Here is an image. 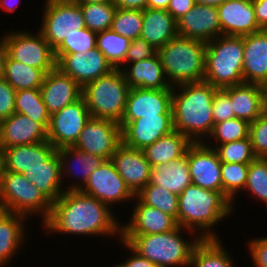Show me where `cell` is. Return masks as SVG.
<instances>
[{
    "instance_id": "cell-1",
    "label": "cell",
    "mask_w": 267,
    "mask_h": 267,
    "mask_svg": "<svg viewBox=\"0 0 267 267\" xmlns=\"http://www.w3.org/2000/svg\"><path fill=\"white\" fill-rule=\"evenodd\" d=\"M121 216L107 204L80 190L64 191L52 203L49 217L39 227L44 233L42 235L48 239L53 236L56 238L58 234L59 237H65L66 241L99 237L98 240L114 239L117 243L121 239Z\"/></svg>"
},
{
    "instance_id": "cell-2",
    "label": "cell",
    "mask_w": 267,
    "mask_h": 267,
    "mask_svg": "<svg viewBox=\"0 0 267 267\" xmlns=\"http://www.w3.org/2000/svg\"><path fill=\"white\" fill-rule=\"evenodd\" d=\"M234 215L232 203L221 192L190 184L178 195L177 224L200 239H220L217 228Z\"/></svg>"
},
{
    "instance_id": "cell-3",
    "label": "cell",
    "mask_w": 267,
    "mask_h": 267,
    "mask_svg": "<svg viewBox=\"0 0 267 267\" xmlns=\"http://www.w3.org/2000/svg\"><path fill=\"white\" fill-rule=\"evenodd\" d=\"M218 88L205 81L182 84L172 89L174 130L192 143H202L214 128L213 97Z\"/></svg>"
},
{
    "instance_id": "cell-4",
    "label": "cell",
    "mask_w": 267,
    "mask_h": 267,
    "mask_svg": "<svg viewBox=\"0 0 267 267\" xmlns=\"http://www.w3.org/2000/svg\"><path fill=\"white\" fill-rule=\"evenodd\" d=\"M121 239L156 267H189L192 251L201 240L181 226L159 234L121 235Z\"/></svg>"
},
{
    "instance_id": "cell-5",
    "label": "cell",
    "mask_w": 267,
    "mask_h": 267,
    "mask_svg": "<svg viewBox=\"0 0 267 267\" xmlns=\"http://www.w3.org/2000/svg\"><path fill=\"white\" fill-rule=\"evenodd\" d=\"M206 47V42L177 35L158 49L171 87L204 81Z\"/></svg>"
},
{
    "instance_id": "cell-6",
    "label": "cell",
    "mask_w": 267,
    "mask_h": 267,
    "mask_svg": "<svg viewBox=\"0 0 267 267\" xmlns=\"http://www.w3.org/2000/svg\"><path fill=\"white\" fill-rule=\"evenodd\" d=\"M243 37L220 35L207 43L204 81L218 89L244 83Z\"/></svg>"
},
{
    "instance_id": "cell-7",
    "label": "cell",
    "mask_w": 267,
    "mask_h": 267,
    "mask_svg": "<svg viewBox=\"0 0 267 267\" xmlns=\"http://www.w3.org/2000/svg\"><path fill=\"white\" fill-rule=\"evenodd\" d=\"M51 206L52 203L22 173L4 172L0 182V210L25 215L32 223L38 217L40 224H36V229H39L49 217Z\"/></svg>"
},
{
    "instance_id": "cell-8",
    "label": "cell",
    "mask_w": 267,
    "mask_h": 267,
    "mask_svg": "<svg viewBox=\"0 0 267 267\" xmlns=\"http://www.w3.org/2000/svg\"><path fill=\"white\" fill-rule=\"evenodd\" d=\"M130 89L121 69H114L109 74L87 83L82 88V96L91 117L120 123Z\"/></svg>"
},
{
    "instance_id": "cell-9",
    "label": "cell",
    "mask_w": 267,
    "mask_h": 267,
    "mask_svg": "<svg viewBox=\"0 0 267 267\" xmlns=\"http://www.w3.org/2000/svg\"><path fill=\"white\" fill-rule=\"evenodd\" d=\"M15 29L5 30L7 55L11 59L41 69L45 74L57 67L54 49L38 29L26 26Z\"/></svg>"
},
{
    "instance_id": "cell-10",
    "label": "cell",
    "mask_w": 267,
    "mask_h": 267,
    "mask_svg": "<svg viewBox=\"0 0 267 267\" xmlns=\"http://www.w3.org/2000/svg\"><path fill=\"white\" fill-rule=\"evenodd\" d=\"M37 29L55 50L76 30L85 28L81 6L72 0H44Z\"/></svg>"
},
{
    "instance_id": "cell-11",
    "label": "cell",
    "mask_w": 267,
    "mask_h": 267,
    "mask_svg": "<svg viewBox=\"0 0 267 267\" xmlns=\"http://www.w3.org/2000/svg\"><path fill=\"white\" fill-rule=\"evenodd\" d=\"M80 191L107 204L116 213L121 209L120 214L127 213V204H131L135 198L111 160H104L90 174L88 181Z\"/></svg>"
},
{
    "instance_id": "cell-12",
    "label": "cell",
    "mask_w": 267,
    "mask_h": 267,
    "mask_svg": "<svg viewBox=\"0 0 267 267\" xmlns=\"http://www.w3.org/2000/svg\"><path fill=\"white\" fill-rule=\"evenodd\" d=\"M122 143V129L119 123L91 117L85 124L73 148L104 160H111L117 147Z\"/></svg>"
},
{
    "instance_id": "cell-13",
    "label": "cell",
    "mask_w": 267,
    "mask_h": 267,
    "mask_svg": "<svg viewBox=\"0 0 267 267\" xmlns=\"http://www.w3.org/2000/svg\"><path fill=\"white\" fill-rule=\"evenodd\" d=\"M90 118L85 99L81 96L50 116L47 141L56 149L72 147Z\"/></svg>"
},
{
    "instance_id": "cell-14",
    "label": "cell",
    "mask_w": 267,
    "mask_h": 267,
    "mask_svg": "<svg viewBox=\"0 0 267 267\" xmlns=\"http://www.w3.org/2000/svg\"><path fill=\"white\" fill-rule=\"evenodd\" d=\"M129 205L128 209L132 208L131 211L128 210L131 214L127 213L121 217V235L159 234L172 231L178 226L172 216L143 204L136 196Z\"/></svg>"
},
{
    "instance_id": "cell-15",
    "label": "cell",
    "mask_w": 267,
    "mask_h": 267,
    "mask_svg": "<svg viewBox=\"0 0 267 267\" xmlns=\"http://www.w3.org/2000/svg\"><path fill=\"white\" fill-rule=\"evenodd\" d=\"M192 184L222 193L221 161L205 142L191 143L186 150Z\"/></svg>"
},
{
    "instance_id": "cell-16",
    "label": "cell",
    "mask_w": 267,
    "mask_h": 267,
    "mask_svg": "<svg viewBox=\"0 0 267 267\" xmlns=\"http://www.w3.org/2000/svg\"><path fill=\"white\" fill-rule=\"evenodd\" d=\"M31 222L25 215L0 210V267L15 266L13 261L20 252H25L27 247L24 246L31 240L28 235Z\"/></svg>"
},
{
    "instance_id": "cell-17",
    "label": "cell",
    "mask_w": 267,
    "mask_h": 267,
    "mask_svg": "<svg viewBox=\"0 0 267 267\" xmlns=\"http://www.w3.org/2000/svg\"><path fill=\"white\" fill-rule=\"evenodd\" d=\"M172 114V89L131 88L121 122L123 130L130 122L145 116Z\"/></svg>"
},
{
    "instance_id": "cell-18",
    "label": "cell",
    "mask_w": 267,
    "mask_h": 267,
    "mask_svg": "<svg viewBox=\"0 0 267 267\" xmlns=\"http://www.w3.org/2000/svg\"><path fill=\"white\" fill-rule=\"evenodd\" d=\"M57 67L82 88L87 83L114 70L113 66L97 47L86 50L84 54L81 52L65 54L57 62Z\"/></svg>"
},
{
    "instance_id": "cell-19",
    "label": "cell",
    "mask_w": 267,
    "mask_h": 267,
    "mask_svg": "<svg viewBox=\"0 0 267 267\" xmlns=\"http://www.w3.org/2000/svg\"><path fill=\"white\" fill-rule=\"evenodd\" d=\"M56 151L60 158L64 191L81 190L90 174L104 161L100 156L84 153L73 147H63Z\"/></svg>"
},
{
    "instance_id": "cell-20",
    "label": "cell",
    "mask_w": 267,
    "mask_h": 267,
    "mask_svg": "<svg viewBox=\"0 0 267 267\" xmlns=\"http://www.w3.org/2000/svg\"><path fill=\"white\" fill-rule=\"evenodd\" d=\"M177 35L208 43L222 35L217 7L195 4L177 21Z\"/></svg>"
},
{
    "instance_id": "cell-21",
    "label": "cell",
    "mask_w": 267,
    "mask_h": 267,
    "mask_svg": "<svg viewBox=\"0 0 267 267\" xmlns=\"http://www.w3.org/2000/svg\"><path fill=\"white\" fill-rule=\"evenodd\" d=\"M111 161L134 195L149 183L152 167L142 150L128 147L122 142Z\"/></svg>"
},
{
    "instance_id": "cell-22",
    "label": "cell",
    "mask_w": 267,
    "mask_h": 267,
    "mask_svg": "<svg viewBox=\"0 0 267 267\" xmlns=\"http://www.w3.org/2000/svg\"><path fill=\"white\" fill-rule=\"evenodd\" d=\"M173 130L172 114L145 116L133 120L122 130V142L128 147L143 150Z\"/></svg>"
},
{
    "instance_id": "cell-23",
    "label": "cell",
    "mask_w": 267,
    "mask_h": 267,
    "mask_svg": "<svg viewBox=\"0 0 267 267\" xmlns=\"http://www.w3.org/2000/svg\"><path fill=\"white\" fill-rule=\"evenodd\" d=\"M217 10L222 35L242 37L261 30L252 0H226Z\"/></svg>"
},
{
    "instance_id": "cell-24",
    "label": "cell",
    "mask_w": 267,
    "mask_h": 267,
    "mask_svg": "<svg viewBox=\"0 0 267 267\" xmlns=\"http://www.w3.org/2000/svg\"><path fill=\"white\" fill-rule=\"evenodd\" d=\"M40 92L50 115L77 101L82 87L58 67L45 74Z\"/></svg>"
},
{
    "instance_id": "cell-25",
    "label": "cell",
    "mask_w": 267,
    "mask_h": 267,
    "mask_svg": "<svg viewBox=\"0 0 267 267\" xmlns=\"http://www.w3.org/2000/svg\"><path fill=\"white\" fill-rule=\"evenodd\" d=\"M242 37L244 83L259 84L267 80V29Z\"/></svg>"
},
{
    "instance_id": "cell-26",
    "label": "cell",
    "mask_w": 267,
    "mask_h": 267,
    "mask_svg": "<svg viewBox=\"0 0 267 267\" xmlns=\"http://www.w3.org/2000/svg\"><path fill=\"white\" fill-rule=\"evenodd\" d=\"M43 141H47V131L28 116L15 112L2 120L0 135L2 149Z\"/></svg>"
},
{
    "instance_id": "cell-27",
    "label": "cell",
    "mask_w": 267,
    "mask_h": 267,
    "mask_svg": "<svg viewBox=\"0 0 267 267\" xmlns=\"http://www.w3.org/2000/svg\"><path fill=\"white\" fill-rule=\"evenodd\" d=\"M121 71L130 88L173 89L166 78L158 53L151 58L129 63Z\"/></svg>"
},
{
    "instance_id": "cell-28",
    "label": "cell",
    "mask_w": 267,
    "mask_h": 267,
    "mask_svg": "<svg viewBox=\"0 0 267 267\" xmlns=\"http://www.w3.org/2000/svg\"><path fill=\"white\" fill-rule=\"evenodd\" d=\"M56 150L48 141L4 148L5 171L23 174L31 168L42 166Z\"/></svg>"
},
{
    "instance_id": "cell-29",
    "label": "cell",
    "mask_w": 267,
    "mask_h": 267,
    "mask_svg": "<svg viewBox=\"0 0 267 267\" xmlns=\"http://www.w3.org/2000/svg\"><path fill=\"white\" fill-rule=\"evenodd\" d=\"M177 36V24L173 16L163 9L143 10L140 37L157 50Z\"/></svg>"
},
{
    "instance_id": "cell-30",
    "label": "cell",
    "mask_w": 267,
    "mask_h": 267,
    "mask_svg": "<svg viewBox=\"0 0 267 267\" xmlns=\"http://www.w3.org/2000/svg\"><path fill=\"white\" fill-rule=\"evenodd\" d=\"M23 175L34 183L51 203L57 201L64 192L60 158L57 151L42 166L31 168Z\"/></svg>"
},
{
    "instance_id": "cell-31",
    "label": "cell",
    "mask_w": 267,
    "mask_h": 267,
    "mask_svg": "<svg viewBox=\"0 0 267 267\" xmlns=\"http://www.w3.org/2000/svg\"><path fill=\"white\" fill-rule=\"evenodd\" d=\"M148 184L159 185L166 190L179 195L190 184L187 155L165 164H158L151 169Z\"/></svg>"
},
{
    "instance_id": "cell-32",
    "label": "cell",
    "mask_w": 267,
    "mask_h": 267,
    "mask_svg": "<svg viewBox=\"0 0 267 267\" xmlns=\"http://www.w3.org/2000/svg\"><path fill=\"white\" fill-rule=\"evenodd\" d=\"M220 237L201 239L192 251L189 267H238L236 256L223 243V236Z\"/></svg>"
},
{
    "instance_id": "cell-33",
    "label": "cell",
    "mask_w": 267,
    "mask_h": 267,
    "mask_svg": "<svg viewBox=\"0 0 267 267\" xmlns=\"http://www.w3.org/2000/svg\"><path fill=\"white\" fill-rule=\"evenodd\" d=\"M223 89L230 95L236 118L251 123L263 114L258 84L241 83Z\"/></svg>"
},
{
    "instance_id": "cell-34",
    "label": "cell",
    "mask_w": 267,
    "mask_h": 267,
    "mask_svg": "<svg viewBox=\"0 0 267 267\" xmlns=\"http://www.w3.org/2000/svg\"><path fill=\"white\" fill-rule=\"evenodd\" d=\"M192 142L183 134L173 130L160 137L153 144L146 146L142 151L151 167L158 164L169 163L185 155Z\"/></svg>"
},
{
    "instance_id": "cell-35",
    "label": "cell",
    "mask_w": 267,
    "mask_h": 267,
    "mask_svg": "<svg viewBox=\"0 0 267 267\" xmlns=\"http://www.w3.org/2000/svg\"><path fill=\"white\" fill-rule=\"evenodd\" d=\"M45 73L38 68L28 66L8 55L4 62L3 78L16 90L40 89Z\"/></svg>"
},
{
    "instance_id": "cell-36",
    "label": "cell",
    "mask_w": 267,
    "mask_h": 267,
    "mask_svg": "<svg viewBox=\"0 0 267 267\" xmlns=\"http://www.w3.org/2000/svg\"><path fill=\"white\" fill-rule=\"evenodd\" d=\"M241 195L243 197L249 196L248 198L252 197L251 201L256 200L255 202L264 204L267 208V158H256L249 164L246 186L243 192L232 202L234 213L240 208H236V206H239L237 203H240L238 198H241Z\"/></svg>"
},
{
    "instance_id": "cell-37",
    "label": "cell",
    "mask_w": 267,
    "mask_h": 267,
    "mask_svg": "<svg viewBox=\"0 0 267 267\" xmlns=\"http://www.w3.org/2000/svg\"><path fill=\"white\" fill-rule=\"evenodd\" d=\"M15 112L28 116L48 130L51 115L43 102L40 89L16 91Z\"/></svg>"
},
{
    "instance_id": "cell-38",
    "label": "cell",
    "mask_w": 267,
    "mask_h": 267,
    "mask_svg": "<svg viewBox=\"0 0 267 267\" xmlns=\"http://www.w3.org/2000/svg\"><path fill=\"white\" fill-rule=\"evenodd\" d=\"M131 40L112 29L101 31L96 36V47L104 54L107 61L118 69L126 59Z\"/></svg>"
},
{
    "instance_id": "cell-39",
    "label": "cell",
    "mask_w": 267,
    "mask_h": 267,
    "mask_svg": "<svg viewBox=\"0 0 267 267\" xmlns=\"http://www.w3.org/2000/svg\"><path fill=\"white\" fill-rule=\"evenodd\" d=\"M143 204L154 207L172 216L178 217V195L159 185L147 184L135 195Z\"/></svg>"
},
{
    "instance_id": "cell-40",
    "label": "cell",
    "mask_w": 267,
    "mask_h": 267,
    "mask_svg": "<svg viewBox=\"0 0 267 267\" xmlns=\"http://www.w3.org/2000/svg\"><path fill=\"white\" fill-rule=\"evenodd\" d=\"M249 164L221 162L222 194L232 203L244 190Z\"/></svg>"
},
{
    "instance_id": "cell-41",
    "label": "cell",
    "mask_w": 267,
    "mask_h": 267,
    "mask_svg": "<svg viewBox=\"0 0 267 267\" xmlns=\"http://www.w3.org/2000/svg\"><path fill=\"white\" fill-rule=\"evenodd\" d=\"M85 27L96 33L111 29L116 6L112 2L79 4Z\"/></svg>"
},
{
    "instance_id": "cell-42",
    "label": "cell",
    "mask_w": 267,
    "mask_h": 267,
    "mask_svg": "<svg viewBox=\"0 0 267 267\" xmlns=\"http://www.w3.org/2000/svg\"><path fill=\"white\" fill-rule=\"evenodd\" d=\"M250 123L243 119L233 118L214 125L210 137L206 140L209 147L227 142L242 140L249 137Z\"/></svg>"
},
{
    "instance_id": "cell-43",
    "label": "cell",
    "mask_w": 267,
    "mask_h": 267,
    "mask_svg": "<svg viewBox=\"0 0 267 267\" xmlns=\"http://www.w3.org/2000/svg\"><path fill=\"white\" fill-rule=\"evenodd\" d=\"M143 23V10L116 8L111 29L134 40L140 37Z\"/></svg>"
},
{
    "instance_id": "cell-44",
    "label": "cell",
    "mask_w": 267,
    "mask_h": 267,
    "mask_svg": "<svg viewBox=\"0 0 267 267\" xmlns=\"http://www.w3.org/2000/svg\"><path fill=\"white\" fill-rule=\"evenodd\" d=\"M214 149L224 163L250 164L257 158L249 137L217 145Z\"/></svg>"
},
{
    "instance_id": "cell-45",
    "label": "cell",
    "mask_w": 267,
    "mask_h": 267,
    "mask_svg": "<svg viewBox=\"0 0 267 267\" xmlns=\"http://www.w3.org/2000/svg\"><path fill=\"white\" fill-rule=\"evenodd\" d=\"M97 33L82 28L76 30L71 35L67 36L62 43L54 50L56 61L58 62L65 54L81 52L84 54L86 50L96 47Z\"/></svg>"
},
{
    "instance_id": "cell-46",
    "label": "cell",
    "mask_w": 267,
    "mask_h": 267,
    "mask_svg": "<svg viewBox=\"0 0 267 267\" xmlns=\"http://www.w3.org/2000/svg\"><path fill=\"white\" fill-rule=\"evenodd\" d=\"M249 138L257 158H267V116L260 115L249 126Z\"/></svg>"
},
{
    "instance_id": "cell-47",
    "label": "cell",
    "mask_w": 267,
    "mask_h": 267,
    "mask_svg": "<svg viewBox=\"0 0 267 267\" xmlns=\"http://www.w3.org/2000/svg\"><path fill=\"white\" fill-rule=\"evenodd\" d=\"M212 107L214 125L222 121L236 118L232 109L230 95L223 88L215 91Z\"/></svg>"
},
{
    "instance_id": "cell-48",
    "label": "cell",
    "mask_w": 267,
    "mask_h": 267,
    "mask_svg": "<svg viewBox=\"0 0 267 267\" xmlns=\"http://www.w3.org/2000/svg\"><path fill=\"white\" fill-rule=\"evenodd\" d=\"M247 243V244H246ZM247 252L250 255L252 267H267V236H251L245 242Z\"/></svg>"
},
{
    "instance_id": "cell-49",
    "label": "cell",
    "mask_w": 267,
    "mask_h": 267,
    "mask_svg": "<svg viewBox=\"0 0 267 267\" xmlns=\"http://www.w3.org/2000/svg\"><path fill=\"white\" fill-rule=\"evenodd\" d=\"M157 53L158 50L141 37L131 40L125 62L118 69L122 70L129 63L151 58Z\"/></svg>"
},
{
    "instance_id": "cell-50",
    "label": "cell",
    "mask_w": 267,
    "mask_h": 267,
    "mask_svg": "<svg viewBox=\"0 0 267 267\" xmlns=\"http://www.w3.org/2000/svg\"><path fill=\"white\" fill-rule=\"evenodd\" d=\"M16 90L4 79L0 78V119L10 117L15 113Z\"/></svg>"
},
{
    "instance_id": "cell-51",
    "label": "cell",
    "mask_w": 267,
    "mask_h": 267,
    "mask_svg": "<svg viewBox=\"0 0 267 267\" xmlns=\"http://www.w3.org/2000/svg\"><path fill=\"white\" fill-rule=\"evenodd\" d=\"M119 245L121 246H118ZM117 246L120 250H123V252H126L125 256L122 258H120V256L118 257L119 260L123 259L119 262H121L125 267H156V265L154 263H152L151 261H149L148 259L144 258L143 256H141L138 252H136L127 242H125L124 240L120 239L117 243ZM126 250V251H124Z\"/></svg>"
},
{
    "instance_id": "cell-52",
    "label": "cell",
    "mask_w": 267,
    "mask_h": 267,
    "mask_svg": "<svg viewBox=\"0 0 267 267\" xmlns=\"http://www.w3.org/2000/svg\"><path fill=\"white\" fill-rule=\"evenodd\" d=\"M195 4V0H170L167 11L177 21L180 17L191 10Z\"/></svg>"
},
{
    "instance_id": "cell-53",
    "label": "cell",
    "mask_w": 267,
    "mask_h": 267,
    "mask_svg": "<svg viewBox=\"0 0 267 267\" xmlns=\"http://www.w3.org/2000/svg\"><path fill=\"white\" fill-rule=\"evenodd\" d=\"M257 24L261 29H267V0H253Z\"/></svg>"
},
{
    "instance_id": "cell-54",
    "label": "cell",
    "mask_w": 267,
    "mask_h": 267,
    "mask_svg": "<svg viewBox=\"0 0 267 267\" xmlns=\"http://www.w3.org/2000/svg\"><path fill=\"white\" fill-rule=\"evenodd\" d=\"M116 8L123 9H138L144 10L147 8V0H112Z\"/></svg>"
},
{
    "instance_id": "cell-55",
    "label": "cell",
    "mask_w": 267,
    "mask_h": 267,
    "mask_svg": "<svg viewBox=\"0 0 267 267\" xmlns=\"http://www.w3.org/2000/svg\"><path fill=\"white\" fill-rule=\"evenodd\" d=\"M21 4V0H0V13L6 12V14H4L6 16L7 14L16 13L15 11L19 10L17 8L20 7Z\"/></svg>"
},
{
    "instance_id": "cell-56",
    "label": "cell",
    "mask_w": 267,
    "mask_h": 267,
    "mask_svg": "<svg viewBox=\"0 0 267 267\" xmlns=\"http://www.w3.org/2000/svg\"><path fill=\"white\" fill-rule=\"evenodd\" d=\"M6 56H7V46H6V39H5V31L2 30L0 33V78H3V75H4V62H5Z\"/></svg>"
},
{
    "instance_id": "cell-57",
    "label": "cell",
    "mask_w": 267,
    "mask_h": 267,
    "mask_svg": "<svg viewBox=\"0 0 267 267\" xmlns=\"http://www.w3.org/2000/svg\"><path fill=\"white\" fill-rule=\"evenodd\" d=\"M258 87L260 90L262 113L267 116V80L260 82Z\"/></svg>"
},
{
    "instance_id": "cell-58",
    "label": "cell",
    "mask_w": 267,
    "mask_h": 267,
    "mask_svg": "<svg viewBox=\"0 0 267 267\" xmlns=\"http://www.w3.org/2000/svg\"><path fill=\"white\" fill-rule=\"evenodd\" d=\"M170 0H147V8L167 10Z\"/></svg>"
},
{
    "instance_id": "cell-59",
    "label": "cell",
    "mask_w": 267,
    "mask_h": 267,
    "mask_svg": "<svg viewBox=\"0 0 267 267\" xmlns=\"http://www.w3.org/2000/svg\"><path fill=\"white\" fill-rule=\"evenodd\" d=\"M225 1L226 0H195V3L201 4V5H208V6L217 7Z\"/></svg>"
},
{
    "instance_id": "cell-60",
    "label": "cell",
    "mask_w": 267,
    "mask_h": 267,
    "mask_svg": "<svg viewBox=\"0 0 267 267\" xmlns=\"http://www.w3.org/2000/svg\"><path fill=\"white\" fill-rule=\"evenodd\" d=\"M4 172H5L4 151L0 147V182H1L2 176L4 175Z\"/></svg>"
},
{
    "instance_id": "cell-61",
    "label": "cell",
    "mask_w": 267,
    "mask_h": 267,
    "mask_svg": "<svg viewBox=\"0 0 267 267\" xmlns=\"http://www.w3.org/2000/svg\"><path fill=\"white\" fill-rule=\"evenodd\" d=\"M77 4H85V3H94V2H98V3H103V2H112V0H72Z\"/></svg>"
},
{
    "instance_id": "cell-62",
    "label": "cell",
    "mask_w": 267,
    "mask_h": 267,
    "mask_svg": "<svg viewBox=\"0 0 267 267\" xmlns=\"http://www.w3.org/2000/svg\"><path fill=\"white\" fill-rule=\"evenodd\" d=\"M115 264H112V265H109V266H111V267H125L121 262L119 263V261L118 262H114Z\"/></svg>"
},
{
    "instance_id": "cell-63",
    "label": "cell",
    "mask_w": 267,
    "mask_h": 267,
    "mask_svg": "<svg viewBox=\"0 0 267 267\" xmlns=\"http://www.w3.org/2000/svg\"><path fill=\"white\" fill-rule=\"evenodd\" d=\"M2 120L0 119V135H1Z\"/></svg>"
}]
</instances>
